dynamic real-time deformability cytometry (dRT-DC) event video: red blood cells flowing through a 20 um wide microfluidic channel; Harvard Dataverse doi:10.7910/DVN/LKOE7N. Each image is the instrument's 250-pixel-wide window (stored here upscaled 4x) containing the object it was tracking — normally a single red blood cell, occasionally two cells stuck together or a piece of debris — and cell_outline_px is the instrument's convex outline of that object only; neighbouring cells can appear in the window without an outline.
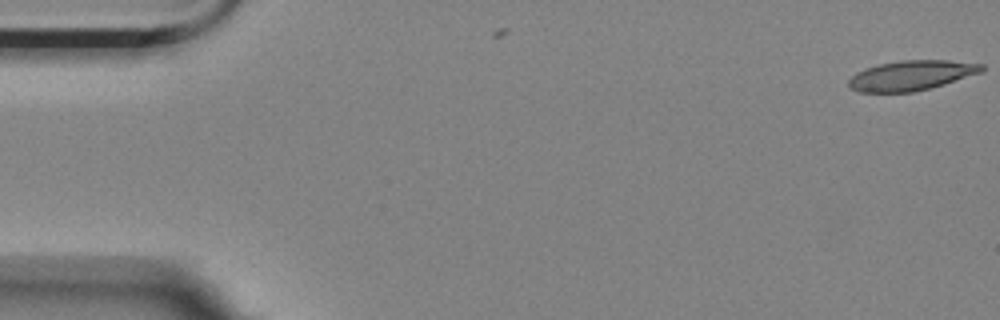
{"species": "Egyptian fruit bat (a non-hibernating species)", "species_latin": "Rousettus aegyptiacus", "temperature_condition": "room temperature", "stored_images_in_passage": 3, "camera_frame_rate_fps": 3000, "um_per_image_px": 0.085, "animal": {"sex": "female"}, "frame": {"image": 1, "passage_image": 1, "time_ms": 0.0, "image_size_px": [1000, 320], "cell_outline_px": [[984, 72], [944, 84], [912, 92], [860, 92], [852, 88], [848, 84], [848, 80], [856, 72], [864, 68], [880, 64], [900, 60], [948, 60], [984, 64]], "centroid_in_image_um": [77.49, 6.4], "position_along_channel_um": 7.5, "area_um2": 23.18}}